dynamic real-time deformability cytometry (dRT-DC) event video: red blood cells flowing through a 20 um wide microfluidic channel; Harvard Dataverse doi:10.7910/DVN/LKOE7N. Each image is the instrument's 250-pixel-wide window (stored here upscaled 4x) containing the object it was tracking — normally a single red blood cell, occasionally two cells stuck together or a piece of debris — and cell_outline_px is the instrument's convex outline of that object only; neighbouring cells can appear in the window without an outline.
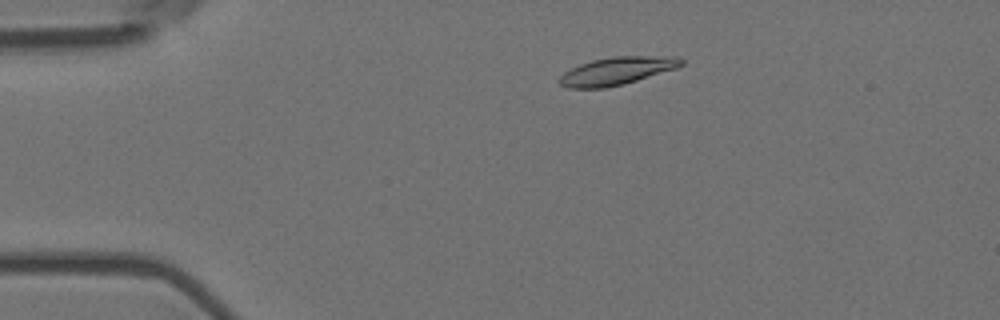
{"species": "Egyptian fruit bat (a non-hibernating species)", "species_latin": "Rousettus aegyptiacus", "temperature_condition": "room temperature", "stored_images_in_passage": 6, "camera_frame_rate_fps": 3000, "um_per_image_px": 0.085, "animal": {"sex": "female"}, "frame": {"image": 1, "passage_image": 2, "time_ms": 0.333, "image_size_px": [1000, 320], "cell_outline_px": [[684, 64], [676, 68], [624, 84], [604, 88], [568, 88], [560, 84], [556, 80], [564, 72], [580, 64], [592, 60], [612, 56], [676, 56], [684, 60]], "centroid_in_image_um": [52.42, 6.02], "position_along_channel_um": 32.6, "area_um2": 19.77}}
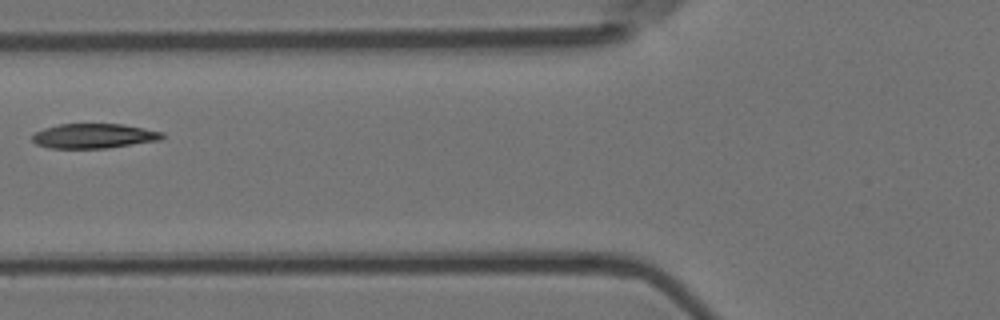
{"frame": {"image": 2, "passage_image": 5, "time_ms": 1.333, "image_size_px": [1000, 320], "cell_outline_px": [[164, 136], [160, 140], [108, 148], [48, 148], [36, 144], [32, 140], [32, 132], [44, 128], [60, 124], [124, 124], [164, 132]], "centroid_in_image_um": [7.96, 11.55], "position_along_channel_um": 117.8, "area_um2": 18.84}}
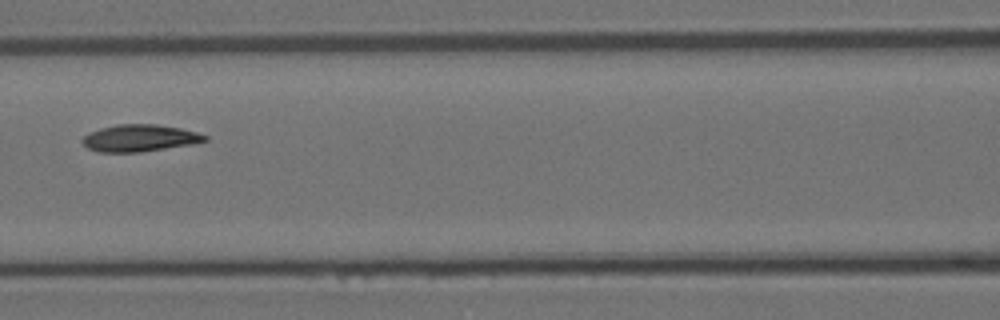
{"frame": {"image": 3, "passage_image": 6, "time_ms": 1.667, "image_size_px": [1000, 320], "cell_outline_px": [[208, 140], [192, 144], [140, 152], [96, 152], [88, 148], [80, 140], [88, 132], [100, 128], [116, 124], [156, 124], [180, 128], [196, 132], [208, 136]], "centroid_in_image_um": [11.84, 11.73], "position_along_channel_um": 154.8, "area_um2": 19.31}}